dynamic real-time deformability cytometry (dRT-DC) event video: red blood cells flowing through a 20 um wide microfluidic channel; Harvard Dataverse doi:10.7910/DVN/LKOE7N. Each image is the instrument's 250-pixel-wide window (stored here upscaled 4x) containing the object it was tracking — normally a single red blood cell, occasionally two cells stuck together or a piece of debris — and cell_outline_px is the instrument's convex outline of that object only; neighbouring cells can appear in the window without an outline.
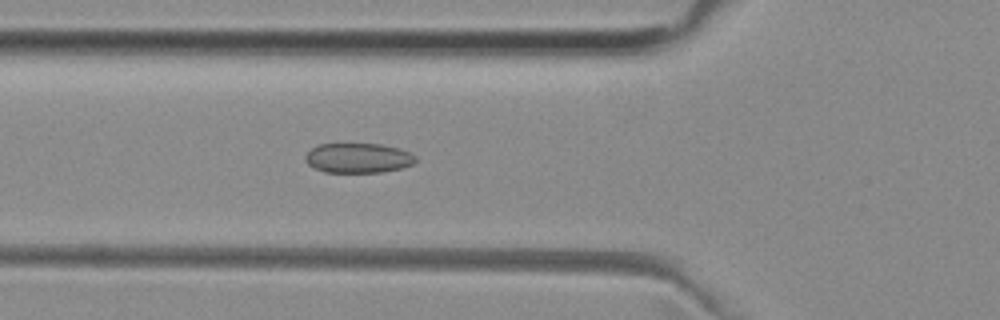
{"species": "common noctule bat (a hibernating species)", "species_latin": "Nyctalus noctula", "temperature_condition": "room temperature", "stored_images_in_passage": 26, "camera_frame_rate_fps": 3000, "um_per_image_px": 0.085, "animal": {"sex": "female", "body_mass_g": 29.2, "forearm_length_mm": 56.3}, "frame": {"image": 1, "passage_image": 14, "time_ms": 4.333, "image_size_px": [1000, 320], "cell_outline_px": [[416, 160], [412, 164], [400, 168], [380, 172], [324, 172], [312, 168], [304, 160], [304, 156], [312, 148], [320, 144], [380, 144], [400, 148], [416, 156]], "centroid_in_image_um": [30.41, 13.43], "position_along_channel_um": 95.4, "area_um2": 19.13}}
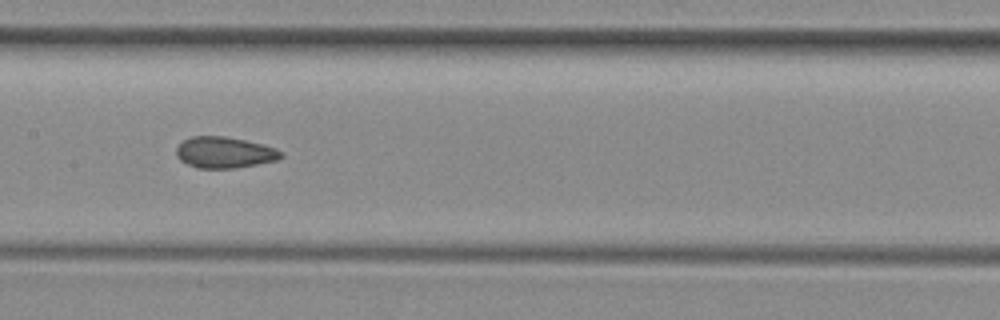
{"frame": {"image": 2, "passage_image": 21, "time_ms": 6.667, "image_size_px": [1000, 320], "cell_outline_px": [[284, 156], [276, 160], [236, 168], [196, 168], [180, 160], [176, 156], [176, 148], [184, 140], [192, 136], [224, 136], [264, 144], [276, 148], [284, 152]], "centroid_in_image_um": [19.09, 12.96], "position_along_channel_um": 188.3, "area_um2": 19.07}}
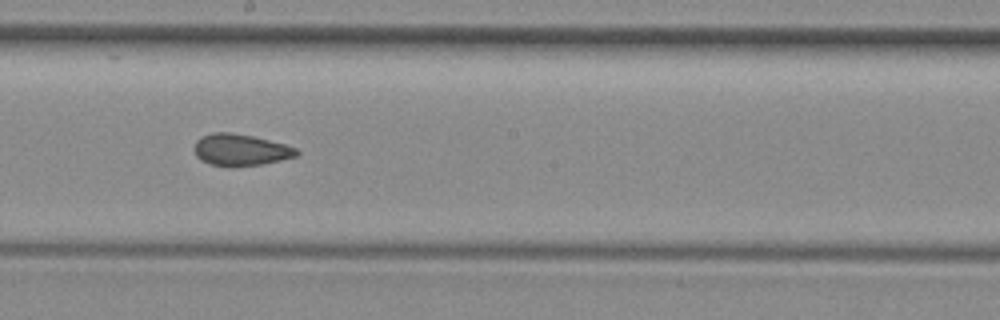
{"frame": {"image": 3, "passage_image": 24, "time_ms": 7.667, "image_size_px": [1000, 320], "cell_outline_px": [[300, 152], [296, 156], [264, 164], [212, 164], [200, 160], [196, 156], [196, 140], [200, 136], [212, 132], [228, 132], [252, 136], [284, 144], [296, 148]], "centroid_in_image_um": [20.45, 12.7], "position_along_channel_um": 227.7, "area_um2": 18.21}}